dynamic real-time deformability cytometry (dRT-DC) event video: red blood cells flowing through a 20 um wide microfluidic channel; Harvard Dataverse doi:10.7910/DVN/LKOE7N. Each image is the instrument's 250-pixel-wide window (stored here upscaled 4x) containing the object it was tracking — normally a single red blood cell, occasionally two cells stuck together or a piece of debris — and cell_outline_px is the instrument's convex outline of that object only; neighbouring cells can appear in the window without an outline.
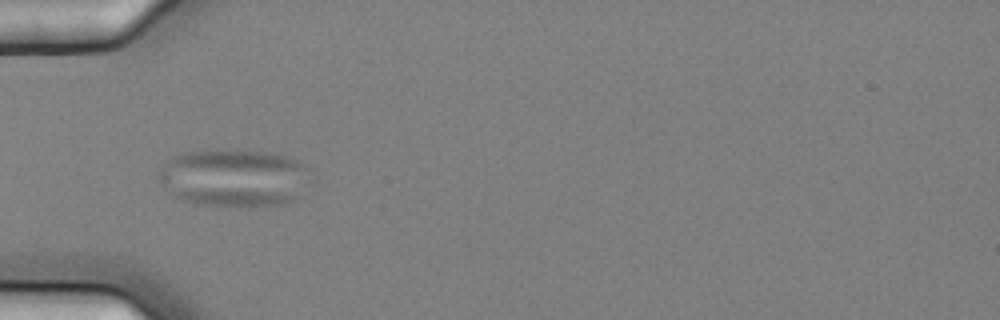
{"species": "common noctule bat (a hibernating species)", "species_latin": "Nyctalus noctula", "temperature_condition": "cold", "stored_images_in_passage": 5, "camera_frame_rate_fps": 3000, "um_per_image_px": 0.085, "animal": {"sex": "female", "body_mass_g": 25.1}, "frame": {"image": 1, "passage_image": 1, "time_ms": 0.0, "image_size_px": [1000, 320], "cell_outline_px": [[308, 172], [300, 196], [296, 200], [284, 204], [248, 208], [196, 204], [180, 200], [172, 196], [156, 176], [156, 172], [172, 156], [184, 152], [224, 148], [268, 152], [288, 156], [300, 160], [308, 168]], "centroid_in_image_um": [19.86, 15.12], "position_along_channel_um": 65.1, "area_um2": 52.37}}